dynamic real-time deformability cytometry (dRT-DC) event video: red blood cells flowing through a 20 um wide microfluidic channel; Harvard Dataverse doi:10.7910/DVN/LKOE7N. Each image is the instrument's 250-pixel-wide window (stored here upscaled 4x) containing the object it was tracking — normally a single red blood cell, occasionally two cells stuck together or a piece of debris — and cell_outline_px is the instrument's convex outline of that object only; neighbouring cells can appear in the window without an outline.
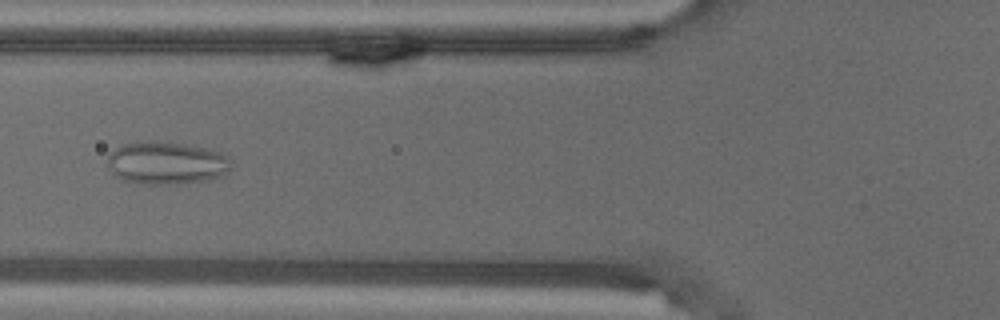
{"species": "common noctule bat (a hibernating species)", "species_latin": "Nyctalus noctula", "temperature_condition": "warm", "stored_images_in_passage": 49, "camera_frame_rate_fps": 3000, "um_per_image_px": 0.085, "animal": {"sex": "male", "body_mass_g": 18.8}, "frame": {"image": 1, "passage_image": 15, "time_ms": 4.667, "image_size_px": [1000, 320], "cell_outline_px": [[232, 164], [228, 172], [220, 176], [204, 180], [176, 184], [140, 184], [124, 180], [116, 176], [108, 168], [108, 152], [120, 144], [144, 140], [156, 140], [188, 144], [220, 152], [228, 156], [232, 160]], "centroid_in_image_um": [14.11, 13.83], "position_along_channel_um": 111.7, "area_um2": 31.33}}
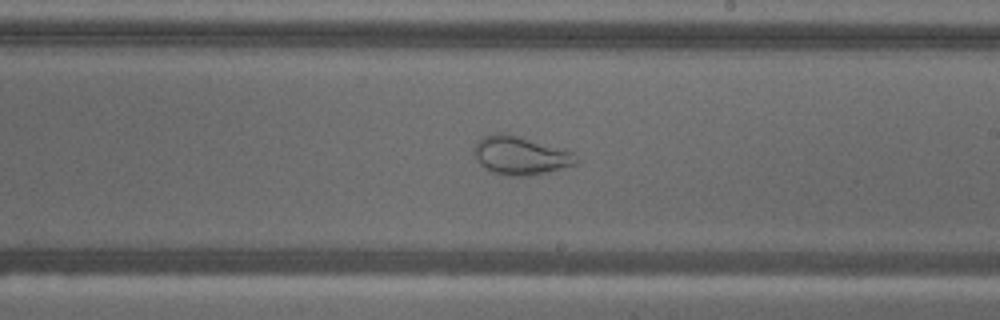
{"frame": {"image": 2, "passage_image": 26, "time_ms": 8.333, "image_size_px": [1000, 320], "cell_outline_px": [[580, 164], [548, 172], [528, 176], [504, 176], [492, 172], [484, 168], [476, 160], [472, 152], [472, 148], [476, 140], [484, 136], [496, 132], [504, 132], [572, 152], [580, 160]], "centroid_in_image_um": [44.19, 13.23], "position_along_channel_um": 244.8, "area_um2": 23.24}}
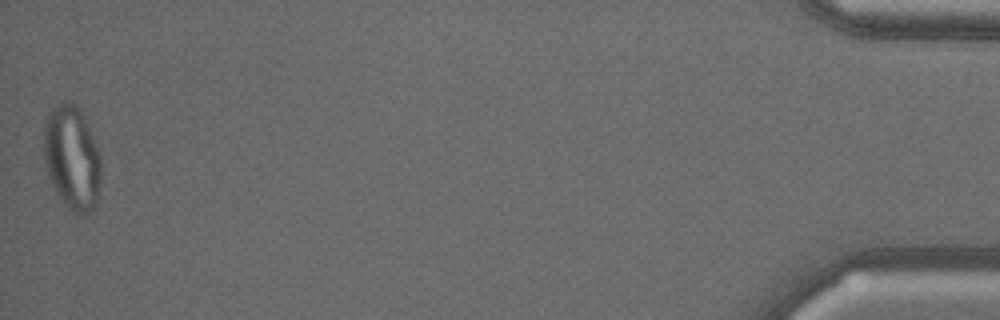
{"frame": {"image": 3, "passage_image": 49, "time_ms": 16.0, "image_size_px": [1000, 320], "cell_outline_px": [[100, 184], [96, 204], [88, 212], [72, 212], [56, 196], [48, 176], [44, 164], [44, 120], [52, 108], [60, 104], [76, 104], [92, 136], [100, 156]], "centroid_in_image_um": [6.08, 13.46], "position_along_channel_um": 429.1, "area_um2": 34.33}}